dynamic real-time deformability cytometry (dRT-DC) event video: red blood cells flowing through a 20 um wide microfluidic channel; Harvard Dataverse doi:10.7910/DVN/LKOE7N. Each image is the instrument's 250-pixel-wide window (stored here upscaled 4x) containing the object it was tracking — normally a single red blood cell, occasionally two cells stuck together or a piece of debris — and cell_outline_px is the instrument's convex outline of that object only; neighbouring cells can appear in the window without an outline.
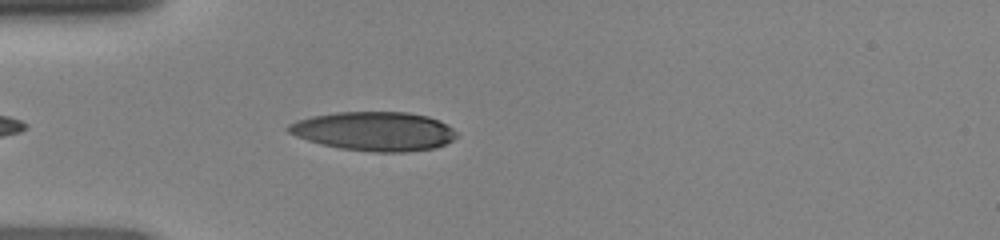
{"species": "human", "species_latin": "Homo sapiens", "temperature_condition": "room temperature", "stored_images_in_passage": 37, "camera_frame_rate_fps": 3000, "um_per_image_px": 0.085, "donor": {"sex": "female"}, "frame": {"image": 1, "passage_image": 3, "time_ms": 0.667, "image_size_px": [1000, 240], "cell_outline_px": [[456, 136], [452, 140], [436, 148], [404, 152], [372, 152], [340, 148], [308, 140], [296, 136], [288, 132], [284, 128], [288, 124], [296, 120], [312, 116], [336, 112], [408, 112], [428, 116], [440, 120], [452, 128], [456, 132]], "centroid_in_image_um": [31.8, 11.15], "position_along_channel_um": 53.2, "area_um2": 38.32}}
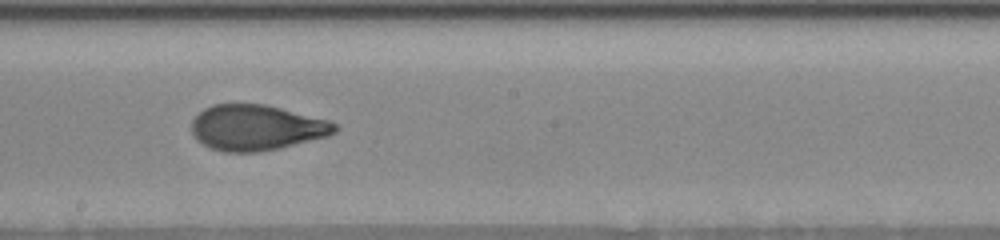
{"frame": {"image": 2, "passage_image": 16, "time_ms": 5.0, "image_size_px": [1000, 240], "cell_outline_px": [[340, 128], [336, 132], [328, 136], [280, 148], [260, 152], [224, 152], [212, 148], [196, 140], [192, 132], [192, 120], [204, 108], [212, 104], [264, 104], [332, 120]], "centroid_in_image_um": [21.83, 10.85], "position_along_channel_um": 226.4, "area_um2": 38.26}}
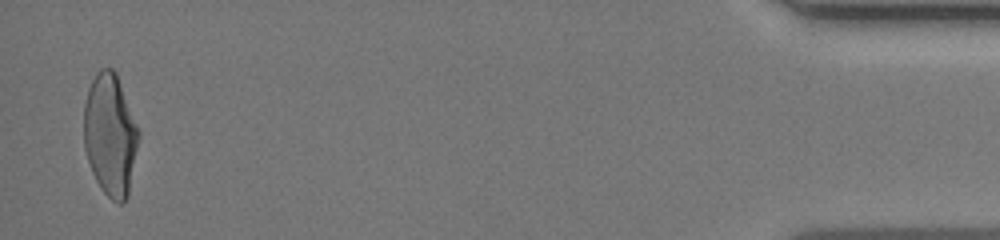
{"frame": {"image": 3, "passage_image": 36, "time_ms": 11.667, "image_size_px": [1000, 240], "cell_outline_px": [[140, 136], [128, 196], [120, 204], [112, 200], [104, 192], [96, 180], [92, 172], [84, 148], [84, 104], [88, 88], [96, 72], [100, 68], [112, 68], [116, 72], [140, 132]], "centroid_in_image_um": [9.37, 11.44], "position_along_channel_um": 425.8, "area_um2": 39.02}}